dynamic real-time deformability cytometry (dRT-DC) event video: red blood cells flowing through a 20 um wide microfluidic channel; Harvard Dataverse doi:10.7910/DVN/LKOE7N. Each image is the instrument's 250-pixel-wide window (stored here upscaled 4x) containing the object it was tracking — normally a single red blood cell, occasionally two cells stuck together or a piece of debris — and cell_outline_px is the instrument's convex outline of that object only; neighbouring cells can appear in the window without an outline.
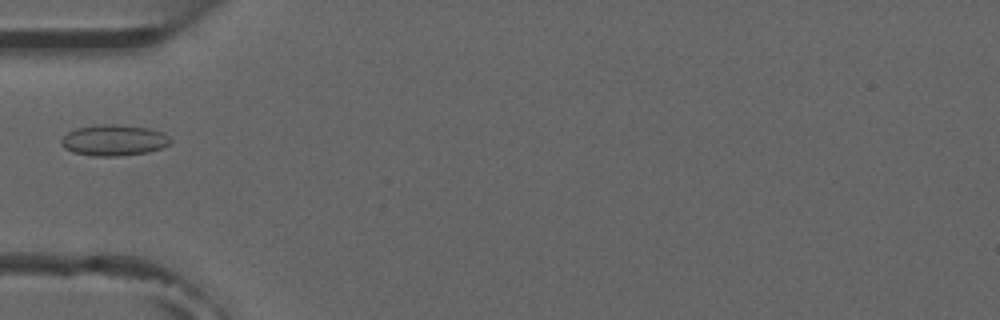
{"species": "common noctule bat (a hibernating species)", "species_latin": "Nyctalus noctula", "temperature_condition": "room temperature", "stored_images_in_passage": 1, "camera_frame_rate_fps": 3000, "um_per_image_px": 0.085, "animal": {"sex": "male", "forearm_length_mm": 52.5}, "frame": {"image": 1, "passage_image": 1, "time_ms": 0.0, "image_size_px": [1000, 320], "cell_outline_px": [[172, 144], [148, 152], [120, 156], [92, 156], [72, 152], [64, 148], [60, 144], [60, 140], [68, 132], [76, 128], [100, 124], [116, 124], [148, 128], [164, 132], [172, 140]], "centroid_in_image_um": [9.68, 11.92], "position_along_channel_um": 75.3, "area_um2": 19.94}}